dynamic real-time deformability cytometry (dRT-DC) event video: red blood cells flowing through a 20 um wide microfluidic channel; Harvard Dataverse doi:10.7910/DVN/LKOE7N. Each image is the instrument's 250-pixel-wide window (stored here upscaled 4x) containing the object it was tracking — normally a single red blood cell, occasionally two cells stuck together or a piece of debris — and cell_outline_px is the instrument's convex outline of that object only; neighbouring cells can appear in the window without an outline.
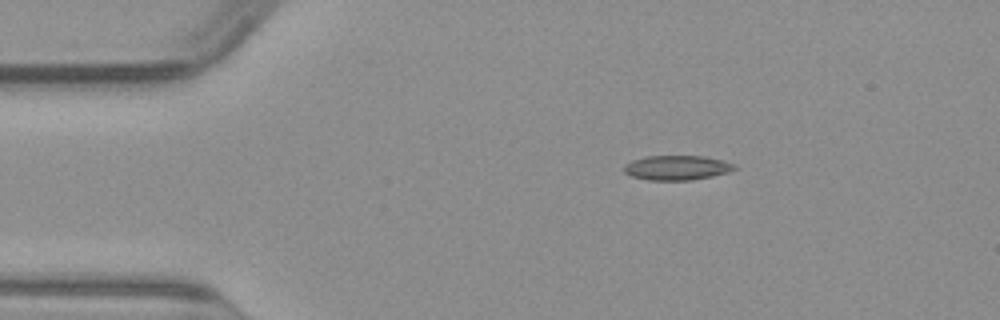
{"species": "common noctule bat (a hibernating species)", "species_latin": "Nyctalus noctula", "temperature_condition": "warm", "stored_images_in_passage": 42, "camera_frame_rate_fps": 3000, "um_per_image_px": 0.085, "animal": {"sex": "male", "body_mass_g": 23.1, "forearm_length_mm": 52.7}, "frame": {"image": 1, "passage_image": 1, "time_ms": 0.0, "image_size_px": [1000, 320], "cell_outline_px": [[736, 168], [728, 172], [712, 176], [692, 180], [648, 180], [632, 176], [624, 172], [624, 164], [632, 160], [644, 156], [704, 156], [724, 160], [732, 164]], "centroid_in_image_um": [57.5, 14.25], "position_along_channel_um": 27.5, "area_um2": 15.84}}
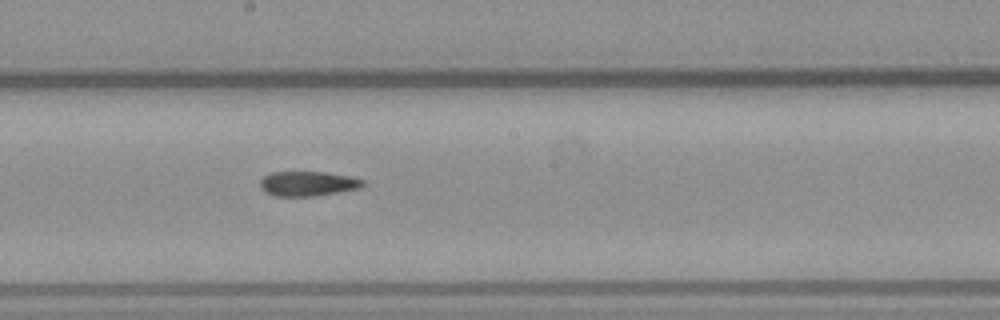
{"frame": {"image": 2, "passage_image": 19, "time_ms": 6.0, "image_size_px": [1000, 320], "cell_outline_px": [[364, 184], [360, 188], [340, 192], [316, 196], [276, 196], [264, 192], [260, 188], [260, 180], [264, 176], [272, 172], [324, 172], [352, 176], [364, 180]], "centroid_in_image_um": [26.17, 15.61], "position_along_channel_um": 222.0, "area_um2": 14.97}}
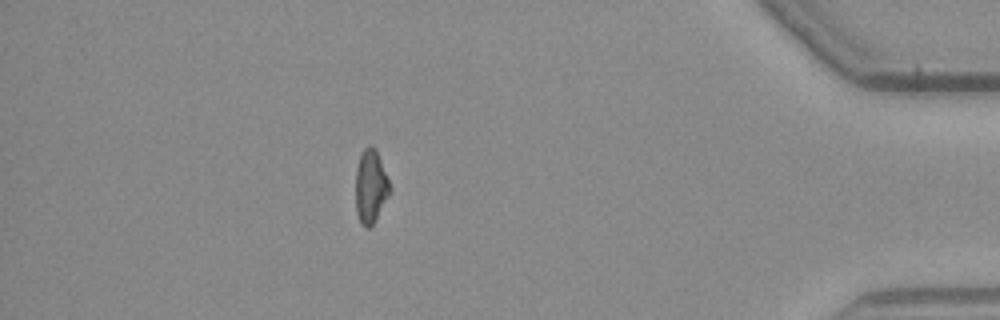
{"frame": {"image": 3, "passage_image": 36, "time_ms": 11.667, "image_size_px": [1000, 320], "cell_outline_px": [[392, 188], [388, 196], [372, 224], [368, 228], [364, 228], [360, 224], [356, 212], [356, 168], [360, 156], [364, 148], [368, 144], [372, 144], [376, 148]], "centroid_in_image_um": [31.5, 15.82], "position_along_channel_um": 403.7, "area_um2": 14.68}}